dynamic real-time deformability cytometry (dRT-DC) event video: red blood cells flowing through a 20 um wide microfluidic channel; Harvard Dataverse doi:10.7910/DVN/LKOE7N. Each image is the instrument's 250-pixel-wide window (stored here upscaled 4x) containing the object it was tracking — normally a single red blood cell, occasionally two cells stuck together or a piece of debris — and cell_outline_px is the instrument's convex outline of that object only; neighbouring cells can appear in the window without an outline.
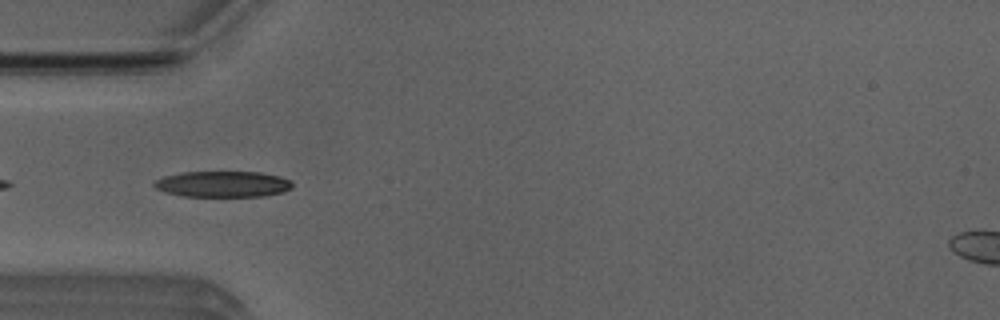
{"species": "Egyptian fruit bat (a non-hibernating species)", "species_latin": "Rousettus aegyptiacus", "temperature_condition": "room temperature", "stored_images_in_passage": 37, "camera_frame_rate_fps": 3000, "um_per_image_px": 0.085, "animal": {"sex": "male"}, "frame": {"image": 1, "passage_image": 2, "time_ms": 0.333, "image_size_px": [1000, 320], "cell_outline_px": [[292, 188], [284, 192], [264, 196], [180, 196], [164, 192], [156, 188], [152, 184], [156, 180], [164, 176], [184, 172], [260, 172], [280, 176], [292, 180]], "centroid_in_image_um": [18.96, 15.65], "position_along_channel_um": 66.0, "area_um2": 21.04}}
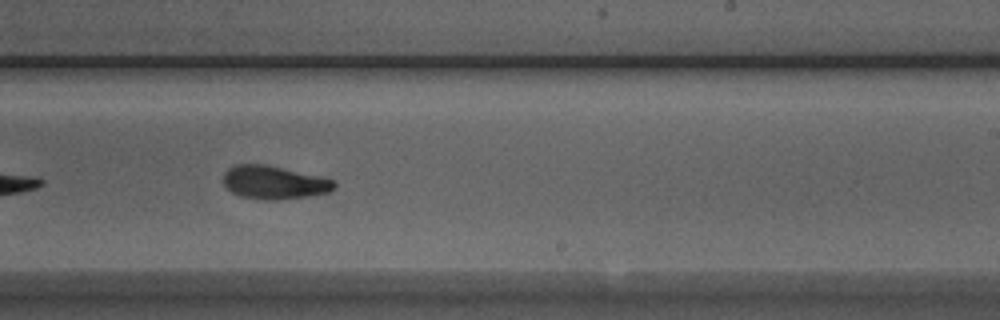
{"frame": {"image": 2, "passage_image": 17, "time_ms": 5.333, "image_size_px": [1000, 320], "cell_outline_px": [[336, 188], [328, 192], [304, 196], [276, 200], [264, 200], [240, 196], [232, 192], [220, 180], [224, 172], [228, 168], [236, 164], [264, 164], [320, 176], [332, 180], [336, 184]], "centroid_in_image_um": [23.23, 15.5], "position_along_channel_um": 265.8, "area_um2": 21.44}}
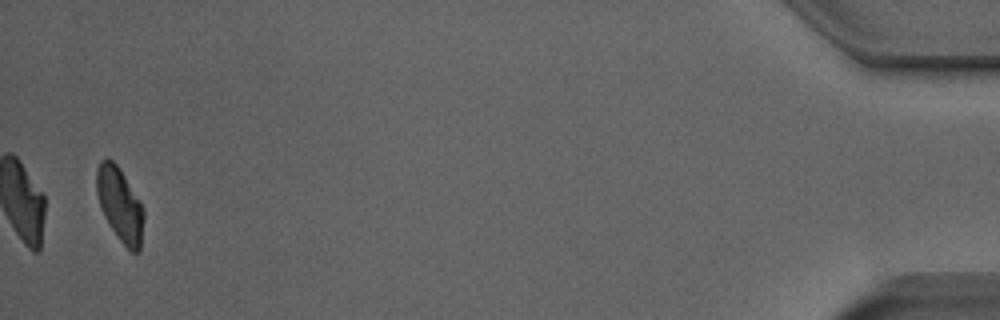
{"frame": {"image": 3, "passage_image": 36, "time_ms": 11.667, "image_size_px": [1000, 320], "cell_outline_px": [[144, 220], [140, 252], [132, 252], [120, 240], [108, 224], [100, 208], [96, 192], [96, 168], [100, 160], [112, 160], [120, 168], [140, 200], [144, 208]], "centroid_in_image_um": [10.2, 17.39], "position_along_channel_um": 425.0, "area_um2": 20.52}, "authors_computed_cell_mechanics": {"area_um2": 21.5016, "velocity_mm_per_s": 3.9973, "shape_relaxation_time_tau1_ms": 3.9282, "shape_relaxation_time_tau2_ms": 2.0157, "deformation_change_tau1": 0.1438, "deformation_change_tau2": 0.0662}}